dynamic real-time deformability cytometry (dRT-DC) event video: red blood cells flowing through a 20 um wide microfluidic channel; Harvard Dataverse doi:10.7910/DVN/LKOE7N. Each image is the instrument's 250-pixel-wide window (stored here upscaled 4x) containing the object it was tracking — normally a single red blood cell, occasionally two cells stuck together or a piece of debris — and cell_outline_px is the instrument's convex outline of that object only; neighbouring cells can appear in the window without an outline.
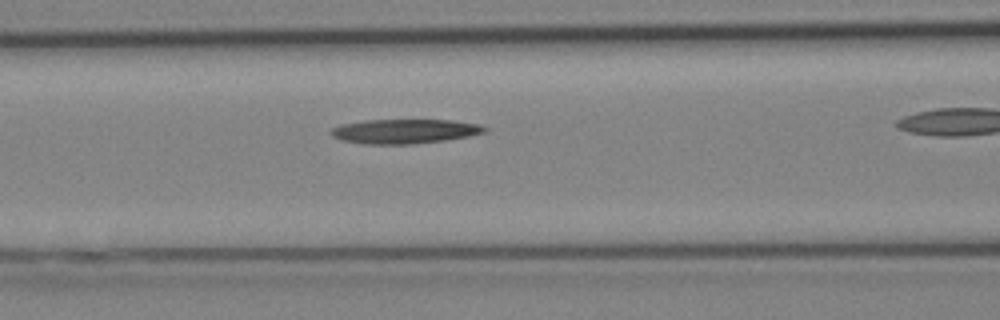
{"species": "Egyptian fruit bat (a non-hibernating species)", "species_latin": "Rousettus aegyptiacus", "temperature_condition": "cold", "stored_images_in_passage": 13, "camera_frame_rate_fps": 3000, "um_per_image_px": 0.085, "animal": {"sex": "female"}, "frame": {"image": 1, "passage_image": 8, "time_ms": 2.333, "image_size_px": [1000, 320], "cell_outline_px": [[480, 128], [476, 132], [456, 136], [432, 140], [356, 140], [340, 136], [336, 132], [340, 128], [356, 124], [392, 120], [436, 120], [464, 124]], "centroid_in_image_um": [34.48, 11.08], "position_along_channel_um": 132.1, "area_um2": 16.3}}